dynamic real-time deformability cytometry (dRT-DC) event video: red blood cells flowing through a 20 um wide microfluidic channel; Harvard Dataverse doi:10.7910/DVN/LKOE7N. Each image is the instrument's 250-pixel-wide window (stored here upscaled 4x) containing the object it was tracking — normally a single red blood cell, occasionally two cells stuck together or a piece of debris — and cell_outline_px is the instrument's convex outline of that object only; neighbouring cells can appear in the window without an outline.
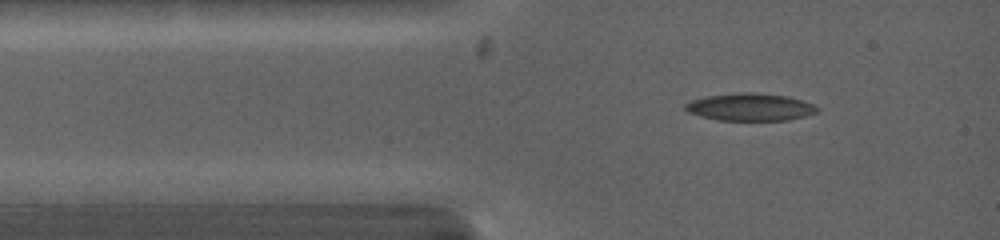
{"species": "common noctule bat (a hibernating species)", "species_latin": "Nyctalus noctula", "temperature_condition": "warm", "stored_images_in_passage": 4, "camera_frame_rate_fps": 5000, "um_per_image_px": 0.085, "animal": {"sex": "female", "body_mass_g": 19.0, "forearm_length_mm": 53.3}, "frame": {"image": 1, "passage_image": 2, "time_ms": 1.0, "image_size_px": [1000, 240], "cell_outline_px": [[820, 108], [816, 112], [804, 116], [788, 120], [716, 120], [700, 116], [688, 112], [684, 108], [684, 104], [692, 100], [708, 96], [740, 92], [756, 92], [784, 96], [800, 100], [812, 104]], "centroid_in_image_um": [63.73, 9.1], "position_along_channel_um": 21.3, "area_um2": 20.92}}